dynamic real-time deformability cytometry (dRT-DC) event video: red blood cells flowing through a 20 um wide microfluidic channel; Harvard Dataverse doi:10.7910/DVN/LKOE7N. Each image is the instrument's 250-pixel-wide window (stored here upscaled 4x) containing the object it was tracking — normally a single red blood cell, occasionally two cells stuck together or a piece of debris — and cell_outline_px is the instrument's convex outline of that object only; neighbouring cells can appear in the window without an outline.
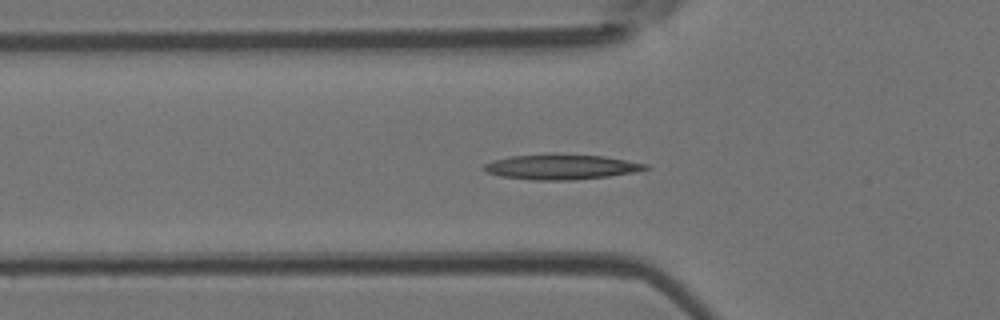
{"species": "Egyptian fruit bat (a non-hibernating species)", "species_latin": "Rousettus aegyptiacus", "temperature_condition": "room temperature", "stored_images_in_passage": 48, "camera_frame_rate_fps": 3000, "um_per_image_px": 0.085, "animal": {"sex": "female"}, "frame": {"image": 1, "passage_image": 15, "time_ms": 4.667, "image_size_px": [1000, 320], "cell_outline_px": [[652, 168], [632, 172], [608, 176], [572, 180], [532, 180], [500, 176], [484, 172], [484, 164], [492, 160], [512, 156], [604, 156], [648, 164]], "centroid_in_image_um": [47.69, 14.22], "position_along_channel_um": 78.1, "area_um2": 22.77}}
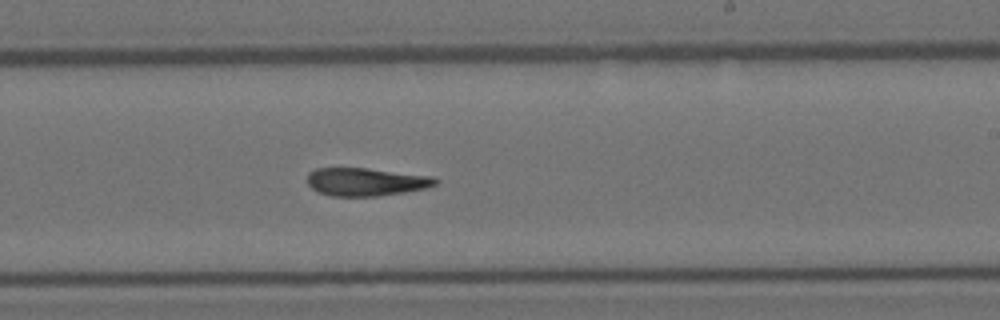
{"frame": {"image": 2, "passage_image": 28, "time_ms": 9.0, "image_size_px": [1000, 320], "cell_outline_px": [[440, 180], [436, 184], [428, 188], [404, 192], [376, 196], [332, 196], [316, 192], [308, 184], [308, 172], [316, 168], [368, 168], [432, 176]], "centroid_in_image_um": [31.11, 15.45], "position_along_channel_um": 257.9, "area_um2": 21.04}}
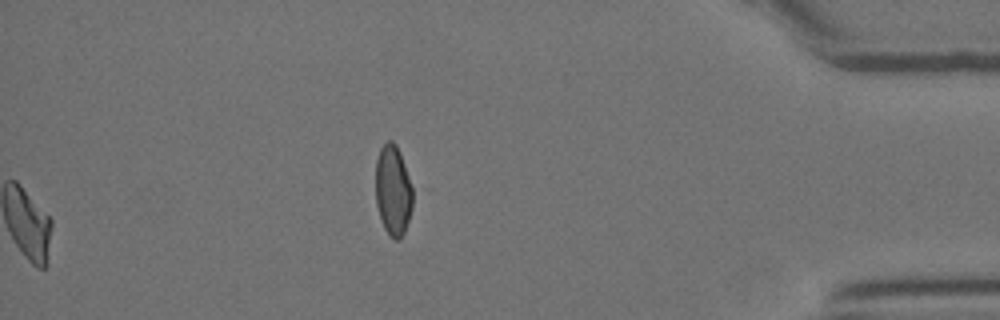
{"frame": {"image": 3, "passage_image": 48, "time_ms": 15.667, "image_size_px": [1000, 320], "cell_outline_px": [[412, 208], [404, 232], [400, 240], [396, 240], [388, 236], [380, 220], [376, 204], [376, 160], [380, 148], [388, 140], [392, 140], [396, 144], [400, 152], [412, 188]], "centroid_in_image_um": [33.39, 16.21], "position_along_channel_um": 401.8, "area_um2": 19.59}, "authors_computed_cell_mechanics": {"area_um2": 21.7039, "velocity_mm_per_s": 4.1392, "shape_relaxation_time_tau1_ms": 9.9954, "shape_relaxation_time_tau2_ms": 6.1554, "deformation_change_tau1": 0.2749, "deformation_change_tau2": 0.1523}}